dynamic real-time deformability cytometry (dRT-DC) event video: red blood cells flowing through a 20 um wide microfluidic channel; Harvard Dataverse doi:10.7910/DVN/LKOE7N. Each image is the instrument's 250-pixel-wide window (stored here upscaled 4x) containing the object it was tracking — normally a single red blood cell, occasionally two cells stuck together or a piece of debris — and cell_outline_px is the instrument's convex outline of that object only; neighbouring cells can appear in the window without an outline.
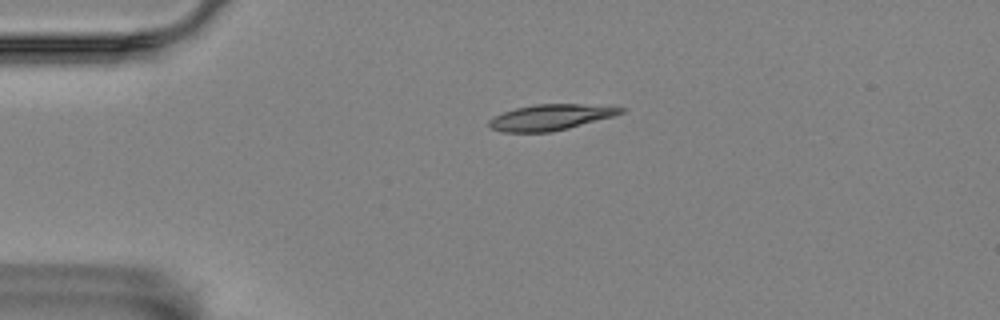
{"species": "Egyptian fruit bat (a non-hibernating species)", "species_latin": "Rousettus aegyptiacus", "temperature_condition": "room temperature", "stored_images_in_passage": 4, "camera_frame_rate_fps": 3000, "um_per_image_px": 0.085, "animal": {"sex": "female"}, "frame": {"image": 1, "passage_image": 3, "time_ms": 0.667, "image_size_px": [1000, 320], "cell_outline_px": [[628, 108], [624, 112], [612, 116], [568, 128], [552, 132], [500, 132], [492, 128], [488, 124], [488, 120], [504, 112], [516, 108], [536, 104], [580, 104]], "centroid_in_image_um": [46.78, 9.97], "position_along_channel_um": 38.2, "area_um2": 19.54}}